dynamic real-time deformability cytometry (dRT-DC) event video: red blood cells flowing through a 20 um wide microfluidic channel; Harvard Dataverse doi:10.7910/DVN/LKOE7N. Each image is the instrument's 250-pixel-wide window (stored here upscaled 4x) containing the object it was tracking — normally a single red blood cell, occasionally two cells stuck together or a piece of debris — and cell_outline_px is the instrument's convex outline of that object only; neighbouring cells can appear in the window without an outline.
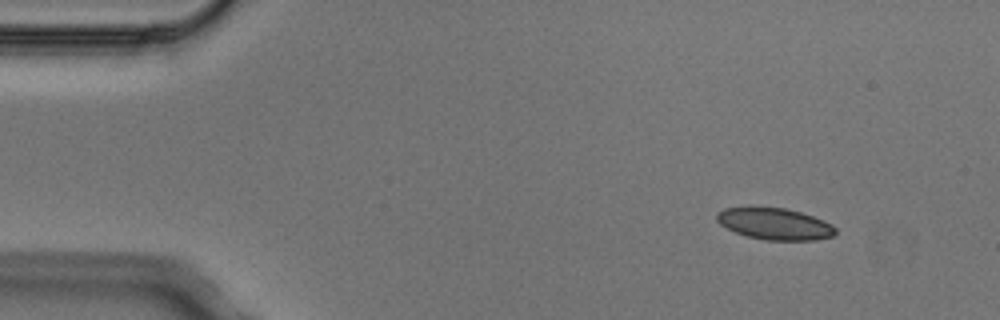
{"species": "Egyptian fruit bat (a non-hibernating species)", "species_latin": "Rousettus aegyptiacus", "temperature_condition": "cold", "stored_images_in_passage": 4, "camera_frame_rate_fps": 3000, "um_per_image_px": 0.085, "animal": {"sex": "male"}, "frame": {"image": 1, "passage_image": 2, "time_ms": 0.333, "image_size_px": [1000, 320], "cell_outline_px": [[836, 232], [832, 236], [816, 240], [764, 240], [748, 236], [736, 232], [720, 224], [716, 220], [716, 212], [724, 208], [752, 204], [784, 208], [800, 212], [824, 220], [832, 224], [836, 228]], "centroid_in_image_um": [65.8, 18.98], "position_along_channel_um": 19.2, "area_um2": 22.48}}